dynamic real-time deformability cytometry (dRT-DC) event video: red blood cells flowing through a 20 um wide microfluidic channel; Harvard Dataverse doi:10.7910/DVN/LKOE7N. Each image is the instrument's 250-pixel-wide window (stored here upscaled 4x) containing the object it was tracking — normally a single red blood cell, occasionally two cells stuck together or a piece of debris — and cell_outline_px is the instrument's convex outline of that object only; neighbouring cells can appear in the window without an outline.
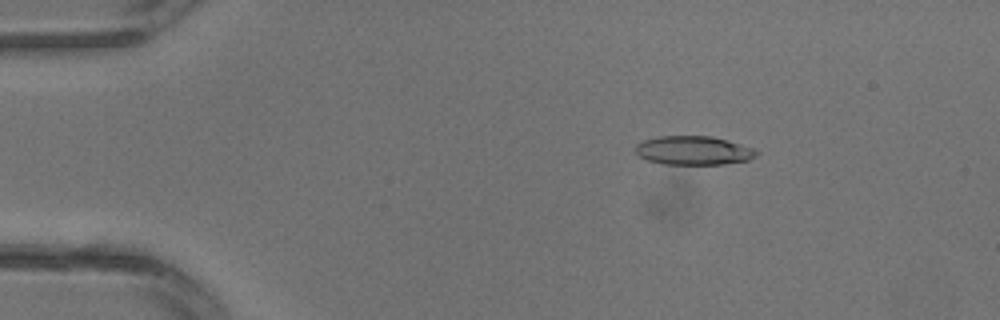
{"species": "common noctule bat (a hibernating species)", "species_latin": "Nyctalus noctula", "temperature_condition": "warm", "stored_images_in_passage": 30, "camera_frame_rate_fps": 3000, "um_per_image_px": 0.085, "animal": {"sex": "male", "body_mass_g": 13.3}, "frame": {"image": 1, "passage_image": 4, "time_ms": 1.0, "image_size_px": [1000, 320], "cell_outline_px": [[760, 152], [756, 156], [748, 160], [724, 164], [664, 164], [648, 160], [640, 156], [636, 152], [636, 144], [644, 140], [660, 136], [712, 136], [728, 140], [752, 148]], "centroid_in_image_um": [58.97, 12.79], "position_along_channel_um": 26.0, "area_um2": 20.23}}
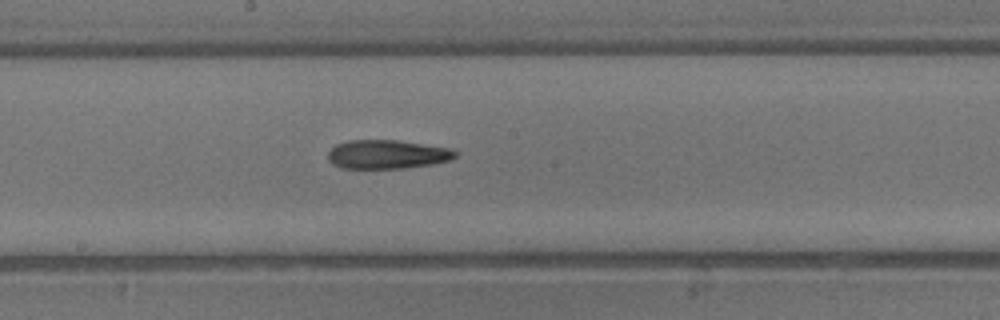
{"frame": {"image": 2, "passage_image": 16, "time_ms": 5.0, "image_size_px": [1000, 320], "cell_outline_px": [[456, 156], [452, 160], [432, 164], [404, 168], [340, 168], [332, 164], [328, 160], [328, 152], [336, 144], [348, 140], [396, 140], [452, 148], [456, 152]], "centroid_in_image_um": [32.9, 13.12], "position_along_channel_um": 215.3, "area_um2": 21.5}}
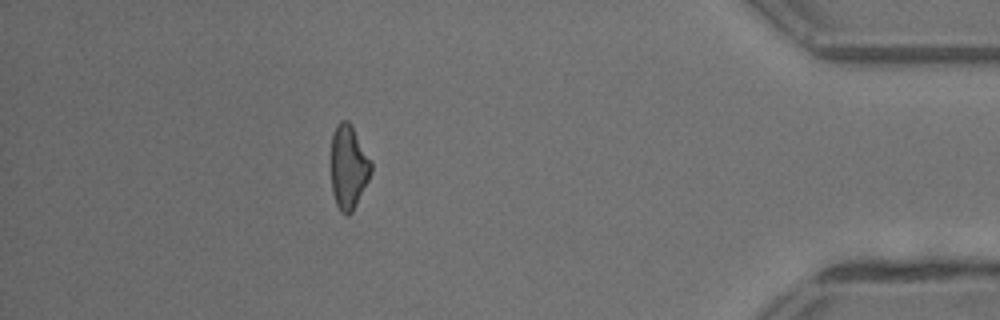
{"frame": {"image": 3, "passage_image": 27, "time_ms": 8.667, "image_size_px": [1000, 320], "cell_outline_px": [[372, 172], [352, 212], [348, 216], [344, 216], [340, 212], [336, 204], [332, 192], [332, 132], [336, 124], [340, 120], [348, 120], [352, 124], [372, 160]], "centroid_in_image_um": [29.64, 14.17], "position_along_channel_um": 405.6, "area_um2": 19.88}}